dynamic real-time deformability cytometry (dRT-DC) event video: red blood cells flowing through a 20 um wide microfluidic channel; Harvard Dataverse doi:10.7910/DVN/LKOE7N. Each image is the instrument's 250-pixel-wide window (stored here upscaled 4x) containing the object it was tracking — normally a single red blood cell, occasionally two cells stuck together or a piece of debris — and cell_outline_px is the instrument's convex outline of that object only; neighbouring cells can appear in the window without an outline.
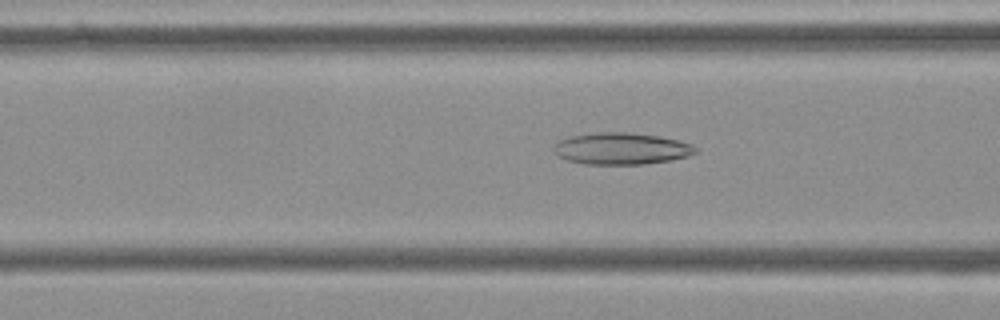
{"species": "Egyptian fruit bat (a non-hibernating species)", "species_latin": "Rousettus aegyptiacus", "temperature_condition": "cold", "stored_images_in_passage": 50, "camera_frame_rate_fps": 3000, "um_per_image_px": 0.085, "frame": {"image": 1, "passage_image": 21, "time_ms": 6.667, "image_size_px": [1000, 320], "cell_outline_px": [[696, 152], [688, 156], [672, 160], [644, 164], [584, 164], [568, 160], [560, 156], [552, 148], [560, 140], [572, 136], [596, 132], [628, 132], [660, 136], [692, 144], [696, 148]], "centroid_in_image_um": [52.84, 12.63], "position_along_channel_um": 113.8, "area_um2": 26.07}}
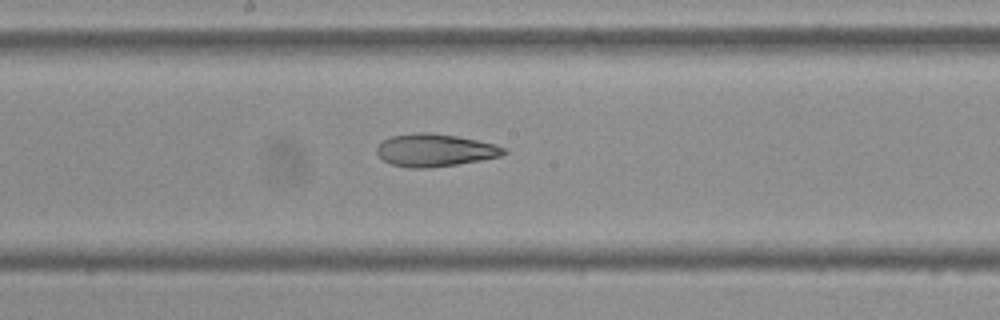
{"frame": {"image": 2, "passage_image": 29, "time_ms": 9.333, "image_size_px": [1000, 320], "cell_outline_px": [[508, 152], [500, 156], [480, 160], [456, 164], [428, 168], [408, 168], [392, 164], [384, 160], [376, 152], [376, 148], [384, 140], [392, 136], [420, 132], [428, 132], [456, 136], [496, 144], [508, 148]], "centroid_in_image_um": [37.0, 12.77], "position_along_channel_um": 211.2, "area_um2": 23.99}}
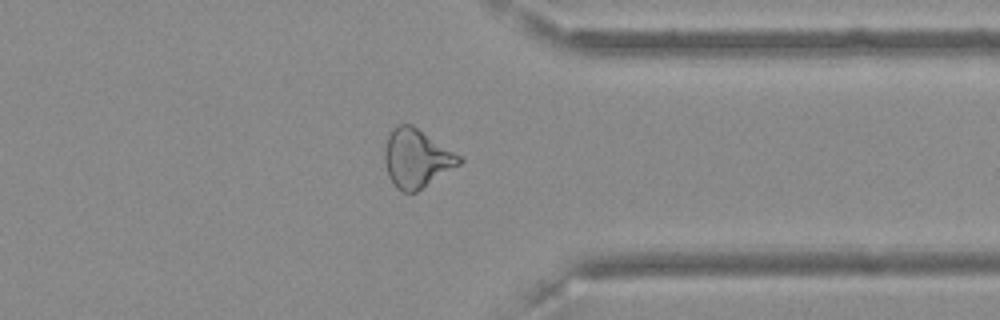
{"frame": {"image": 3, "passage_image": 43, "time_ms": 14.0, "image_size_px": [1000, 320], "cell_outline_px": [[464, 160], [460, 164], [416, 192], [404, 192], [396, 188], [388, 176], [384, 160], [384, 152], [388, 132], [392, 128], [400, 124], [412, 124], [460, 156]], "centroid_in_image_um": [35.37, 13.45], "position_along_channel_um": 376.0, "area_um2": 25.26}}